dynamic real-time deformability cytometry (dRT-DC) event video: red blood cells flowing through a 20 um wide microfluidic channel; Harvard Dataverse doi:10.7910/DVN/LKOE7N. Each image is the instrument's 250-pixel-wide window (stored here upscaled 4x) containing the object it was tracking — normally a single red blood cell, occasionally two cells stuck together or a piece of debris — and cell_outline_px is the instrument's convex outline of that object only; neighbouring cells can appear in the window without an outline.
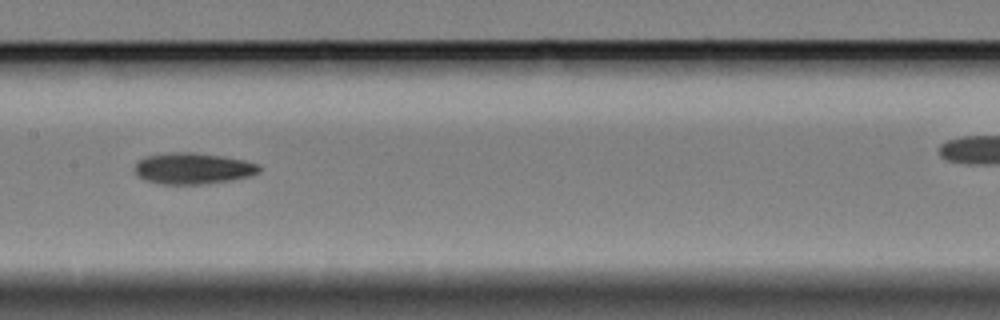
{"species": "Egyptian fruit bat (a non-hibernating species)", "species_latin": "Rousettus aegyptiacus", "temperature_condition": "cold", "stored_images_in_passage": 6, "segment_of_instrument_passage": [1, 2], "camera_frame_rate_fps": 3000, "um_per_image_px": 0.085, "animal": {"sex": "female"}, "frame": {"image": 1, "passage_image": 5, "time_ms": 4.667, "image_size_px": [1000, 320], "cell_outline_px": [[260, 172], [248, 176], [232, 180], [208, 184], [164, 184], [144, 180], [136, 172], [136, 164], [144, 156], [172, 152], [196, 152], [244, 160], [260, 164]], "centroid_in_image_um": [16.43, 14.32], "position_along_channel_um": 191.0, "area_um2": 22.6}}